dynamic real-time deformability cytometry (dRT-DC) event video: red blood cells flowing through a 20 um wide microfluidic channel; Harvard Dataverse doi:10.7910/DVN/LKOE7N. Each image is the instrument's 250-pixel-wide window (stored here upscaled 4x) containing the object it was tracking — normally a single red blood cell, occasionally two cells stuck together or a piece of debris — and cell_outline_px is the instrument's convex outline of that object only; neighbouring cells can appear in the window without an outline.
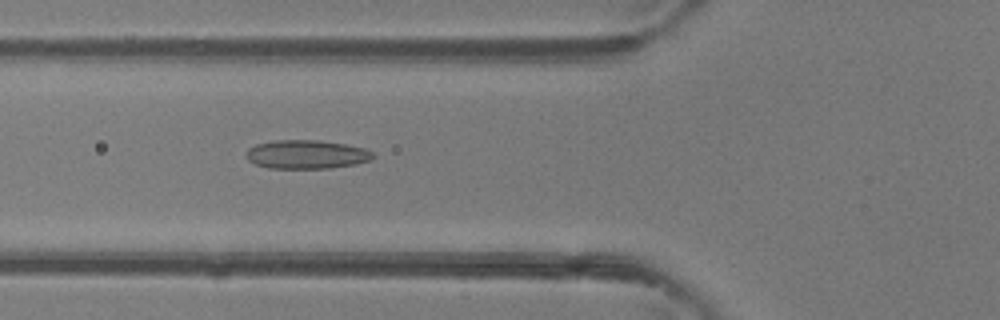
{"species": "common noctule bat (a hibernating species)", "species_latin": "Nyctalus noctula", "temperature_condition": "room temperature", "stored_images_in_passage": 38, "camera_frame_rate_fps": 3000, "um_per_image_px": 0.085, "animal": {"sex": "female"}, "frame": {"image": 1, "passage_image": 8, "time_ms": 2.333, "image_size_px": [1000, 320], "cell_outline_px": [[376, 156], [372, 160], [356, 164], [332, 168], [268, 168], [256, 164], [248, 160], [244, 156], [248, 148], [256, 144], [272, 140], [320, 140], [344, 144], [364, 148], [372, 152]], "centroid_in_image_um": [26.05, 13.12], "position_along_channel_um": 99.8, "area_um2": 21.44}}
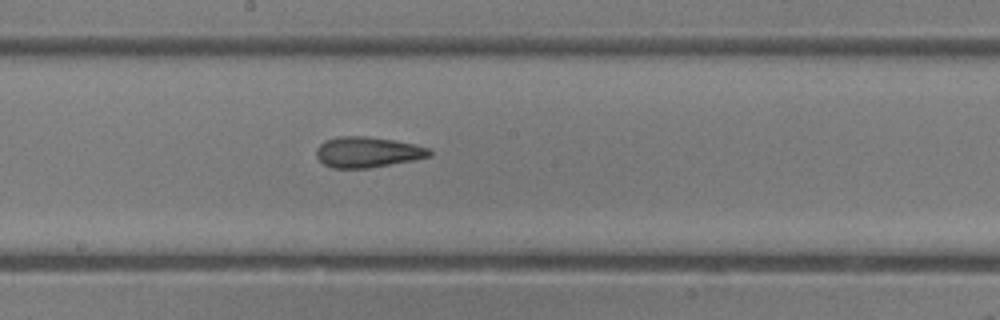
{"frame": {"image": 2, "passage_image": 16, "time_ms": 5.0, "image_size_px": [1000, 320], "cell_outline_px": [[432, 156], [412, 160], [368, 168], [332, 168], [324, 164], [316, 156], [316, 148], [324, 140], [336, 136], [364, 136], [392, 140], [432, 148]], "centroid_in_image_um": [31.22, 12.92], "position_along_channel_um": 217.0, "area_um2": 20.17}}
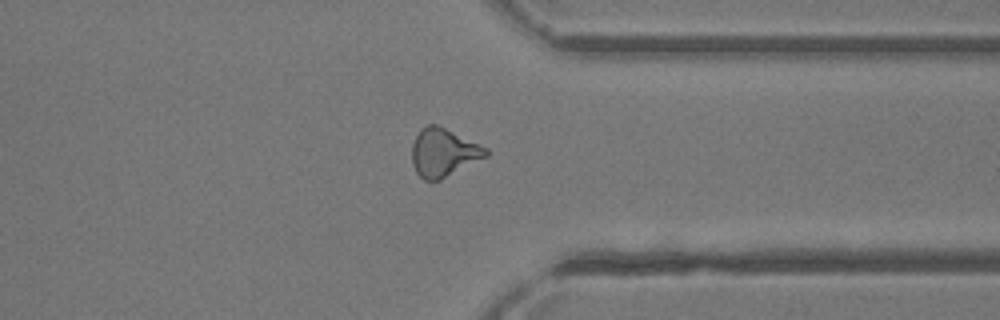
{"frame": {"image": 3, "passage_image": 27, "time_ms": 8.667, "image_size_px": [1000, 320], "cell_outline_px": [[488, 156], [440, 180], [424, 180], [416, 172], [412, 164], [412, 144], [420, 128], [428, 124], [436, 124], [480, 144], [488, 148]], "centroid_in_image_um": [37.69, 12.96], "position_along_channel_um": 373.7, "area_um2": 20.75}, "authors_computed_cell_mechanics": {"area_um2": 20.3745, "velocity_mm_per_s": 4.3683, "shape_relaxation_time_tau1_ms": null, "shape_relaxation_time_tau2_ms": 2.4481, "deformation_change_tau1": null, "deformation_change_tau2": 0.1067}}